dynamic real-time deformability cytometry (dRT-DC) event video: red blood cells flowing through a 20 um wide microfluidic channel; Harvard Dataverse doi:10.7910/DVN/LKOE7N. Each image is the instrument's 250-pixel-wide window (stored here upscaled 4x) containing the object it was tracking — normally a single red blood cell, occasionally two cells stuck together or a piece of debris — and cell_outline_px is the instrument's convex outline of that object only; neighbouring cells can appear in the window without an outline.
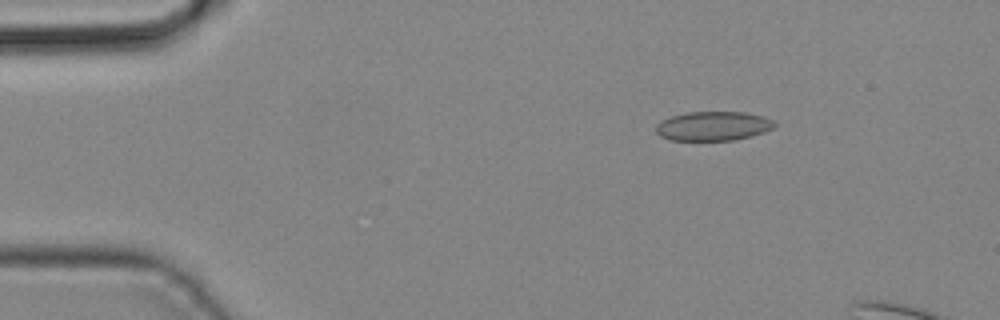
{"species": "common noctule bat (a hibernating species)", "species_latin": "Nyctalus noctula", "temperature_condition": "cold", "stored_images_in_passage": 12, "camera_frame_rate_fps": 3000, "um_per_image_px": 0.085, "animal": {"sex": "male", "body_mass_g": 19.2, "forearm_length_mm": 51.8}, "frame": {"image": 1, "passage_image": 6, "time_ms": 1.667, "image_size_px": [1000, 320], "cell_outline_px": [[776, 124], [772, 128], [764, 132], [752, 136], [732, 140], [672, 140], [660, 136], [656, 132], [656, 124], [660, 120], [672, 116], [688, 112], [744, 112], [764, 116], [776, 120]], "centroid_in_image_um": [60.64, 10.71], "position_along_channel_um": 24.4, "area_um2": 20.29}}